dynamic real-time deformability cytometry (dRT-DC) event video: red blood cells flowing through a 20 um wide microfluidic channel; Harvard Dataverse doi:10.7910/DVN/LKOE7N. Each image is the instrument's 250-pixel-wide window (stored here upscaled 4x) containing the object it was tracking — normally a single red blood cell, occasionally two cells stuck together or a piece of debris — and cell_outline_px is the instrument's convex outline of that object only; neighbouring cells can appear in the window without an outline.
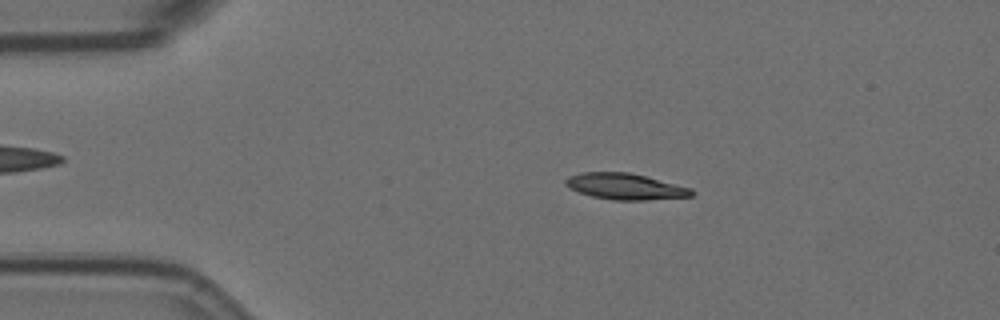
{"species": "Egyptian fruit bat (a non-hibernating species)", "species_latin": "Rousettus aegyptiacus", "temperature_condition": "room temperature", "stored_images_in_passage": 56, "camera_frame_rate_fps": 3000, "um_per_image_px": 0.085, "animal": {"sex": "female"}, "frame": {"image": 1, "passage_image": 10, "time_ms": 3.0, "image_size_px": [1000, 320], "cell_outline_px": [[696, 192], [692, 196], [644, 200], [612, 200], [592, 196], [568, 188], [564, 184], [564, 180], [568, 176], [580, 172], [628, 172], [692, 188]], "centroid_in_image_um": [53.11, 15.85], "position_along_channel_um": 31.9, "area_um2": 19.19}}
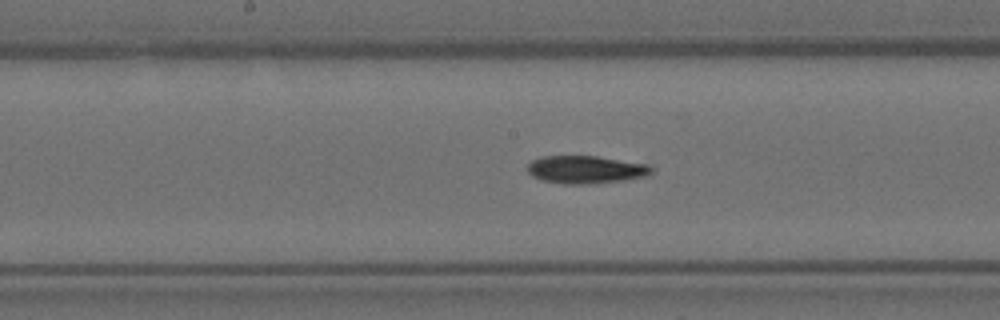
{"frame": {"image": 2, "passage_image": 28, "time_ms": 9.0, "image_size_px": [1000, 320], "cell_outline_px": [[652, 172], [648, 176], [624, 180], [584, 184], [564, 184], [540, 180], [532, 176], [528, 172], [528, 164], [532, 160], [540, 156], [596, 156], [648, 164], [652, 168]], "centroid_in_image_um": [49.77, 14.41], "position_along_channel_um": 198.4, "area_um2": 20.11}}
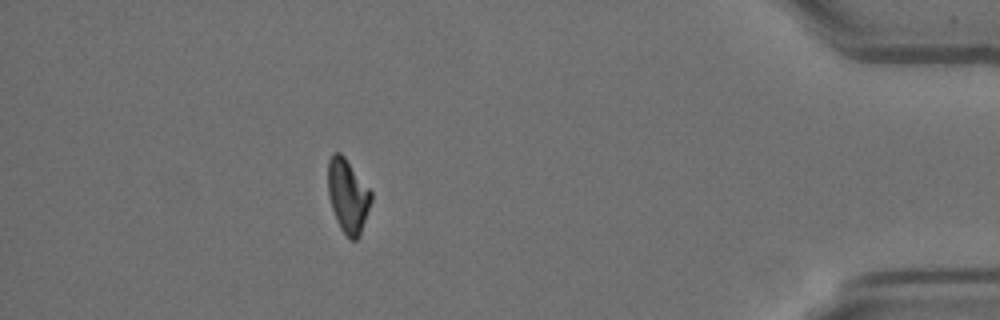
{"frame": {"image": 3, "passage_image": 50, "time_ms": 16.333, "image_size_px": [1000, 320], "cell_outline_px": [[372, 200], [360, 236], [356, 240], [352, 240], [340, 228], [336, 220], [328, 196], [328, 160], [332, 152], [340, 152], [344, 156], [372, 192]], "centroid_in_image_um": [29.56, 16.64], "position_along_channel_um": 405.6, "area_um2": 18.55}}